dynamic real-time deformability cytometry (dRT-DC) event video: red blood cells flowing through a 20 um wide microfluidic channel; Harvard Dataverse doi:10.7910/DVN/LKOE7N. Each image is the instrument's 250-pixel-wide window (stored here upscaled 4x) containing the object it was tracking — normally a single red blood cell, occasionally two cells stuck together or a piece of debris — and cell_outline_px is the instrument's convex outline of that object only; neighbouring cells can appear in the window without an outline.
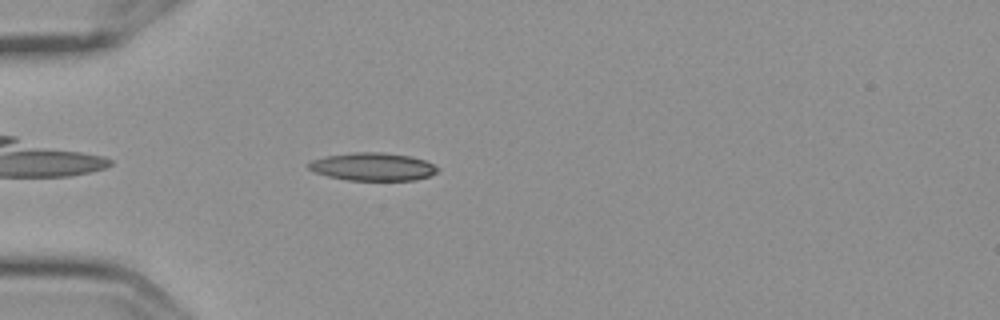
{"species": "Egyptian fruit bat (a non-hibernating species)", "species_latin": "Rousettus aegyptiacus", "temperature_condition": "cold", "stored_images_in_passage": 5, "camera_frame_rate_fps": 3000, "um_per_image_px": 0.085, "frame": {"image": 1, "passage_image": 5, "time_ms": 1.333, "image_size_px": [1000, 320], "cell_outline_px": [[440, 168], [436, 172], [428, 176], [416, 180], [348, 180], [328, 176], [316, 172], [308, 168], [308, 164], [312, 160], [324, 156], [352, 152], [384, 152], [408, 156], [424, 160]], "centroid_in_image_um": [31.67, 14.16], "position_along_channel_um": 53.3, "area_um2": 20.87}}